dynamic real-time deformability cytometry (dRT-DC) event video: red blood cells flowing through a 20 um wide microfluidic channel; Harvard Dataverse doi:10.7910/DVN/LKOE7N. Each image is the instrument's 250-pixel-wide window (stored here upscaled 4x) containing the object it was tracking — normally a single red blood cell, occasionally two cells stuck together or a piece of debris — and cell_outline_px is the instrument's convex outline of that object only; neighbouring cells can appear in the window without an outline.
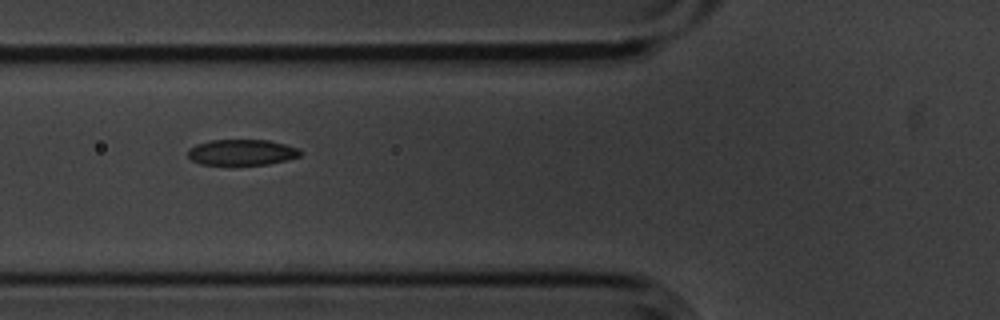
{"species": "common noctule bat (a hibernating species)", "species_latin": "Nyctalus noctula", "temperature_condition": "cold", "stored_images_in_passage": 3, "camera_frame_rate_fps": 3000, "um_per_image_px": 0.085, "animal": {"sex": "male", "body_mass_g": 20.1, "forearm_length_mm": 53.5}, "frame": {"image": 1, "passage_image": 3, "time_ms": 0.667, "image_size_px": [1000, 320], "cell_outline_px": [[304, 152], [300, 156], [288, 160], [268, 164], [200, 164], [192, 160], [188, 156], [188, 148], [196, 144], [208, 140], [268, 140], [300, 148]], "centroid_in_image_um": [20.58, 12.94], "position_along_channel_um": 105.2, "area_um2": 16.99}}